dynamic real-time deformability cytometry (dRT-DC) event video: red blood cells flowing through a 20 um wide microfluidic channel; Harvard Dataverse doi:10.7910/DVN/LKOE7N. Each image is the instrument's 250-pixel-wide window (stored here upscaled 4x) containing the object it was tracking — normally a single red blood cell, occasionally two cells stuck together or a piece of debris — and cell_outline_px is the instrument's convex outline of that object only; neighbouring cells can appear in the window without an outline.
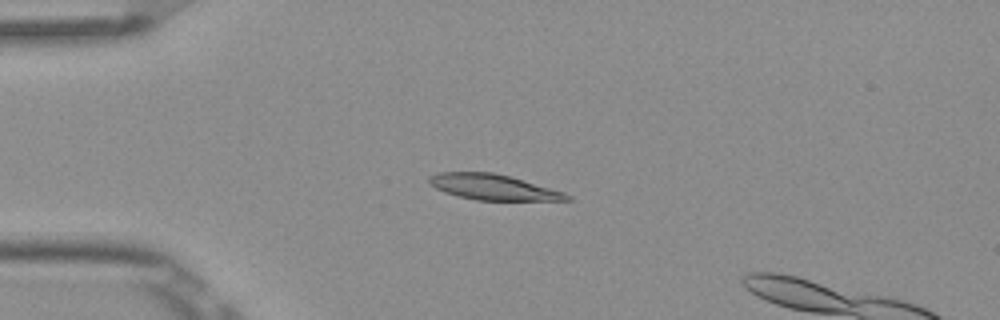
{"species": "Egyptian fruit bat (a non-hibernating species)", "species_latin": "Rousettus aegyptiacus", "temperature_condition": "room temperature", "stored_images_in_passage": 9, "camera_frame_rate_fps": 3000, "um_per_image_px": 0.085, "frame": {"image": 1, "passage_image": 4, "time_ms": 1.0, "image_size_px": [1000, 320], "cell_outline_px": [[572, 200], [476, 200], [456, 196], [444, 192], [428, 184], [428, 176], [436, 172], [492, 172], [508, 176], [564, 192], [572, 196]], "centroid_in_image_um": [41.85, 15.9], "position_along_channel_um": 43.2, "area_um2": 20.46}}
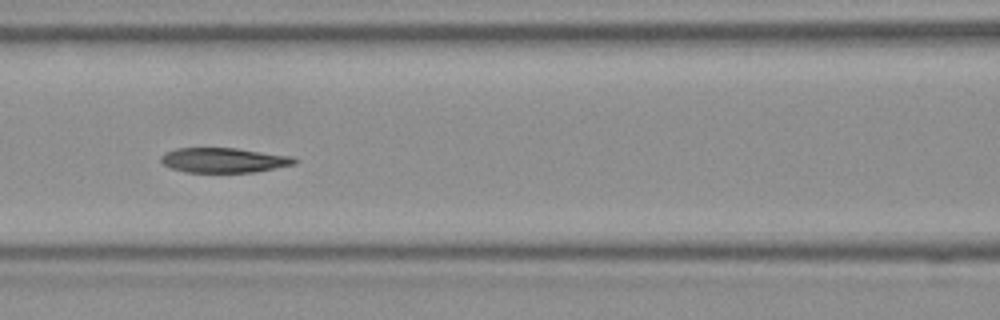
{"frame": {"image": 2, "passage_image": 7, "time_ms": 2.0, "image_size_px": [1000, 320], "cell_outline_px": [[300, 160], [296, 164], [256, 172], [184, 172], [168, 168], [160, 160], [160, 156], [164, 152], [176, 148], [236, 148], [292, 156]], "centroid_in_image_um": [19.02, 13.62], "position_along_channel_um": 147.6, "area_um2": 19.59}}
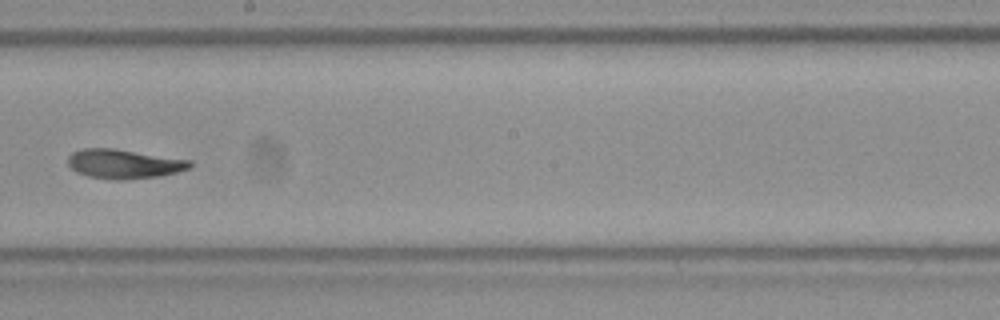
{"frame": {"image": 3, "passage_image": 9, "time_ms": 2.667, "image_size_px": [1000, 320], "cell_outline_px": [[192, 168], [160, 176], [120, 180], [112, 180], [88, 176], [76, 172], [68, 164], [68, 156], [72, 152], [80, 148], [116, 148], [192, 160]], "centroid_in_image_um": [10.54, 13.92], "position_along_channel_um": 237.7, "area_um2": 21.1}}